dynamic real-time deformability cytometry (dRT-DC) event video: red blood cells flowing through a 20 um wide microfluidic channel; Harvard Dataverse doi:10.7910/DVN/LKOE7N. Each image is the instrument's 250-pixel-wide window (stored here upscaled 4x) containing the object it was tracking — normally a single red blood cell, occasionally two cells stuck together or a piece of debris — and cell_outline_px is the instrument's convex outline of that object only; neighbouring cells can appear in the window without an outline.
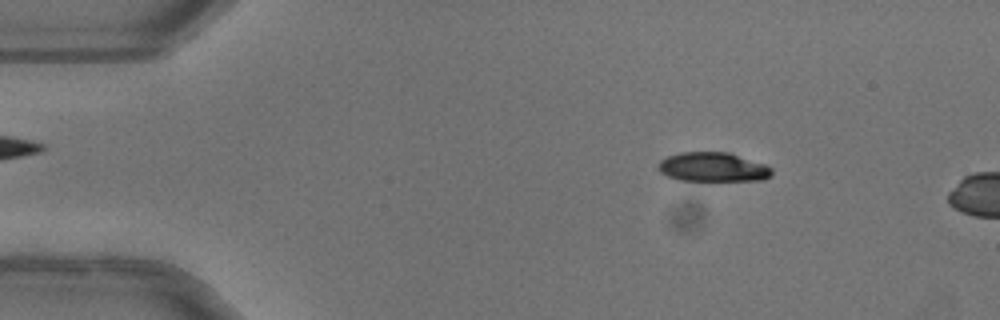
{"species": "common noctule bat (a hibernating species)", "species_latin": "Nyctalus noctula", "temperature_condition": "warm", "stored_images_in_passage": 11, "camera_frame_rate_fps": 3000, "um_per_image_px": 0.085, "animal": {"sex": "female"}, "frame": {"image": 1, "passage_image": 7, "time_ms": 2.0, "image_size_px": [1000, 320], "cell_outline_px": [[772, 176], [764, 180], [680, 180], [668, 176], [660, 172], [656, 168], [656, 164], [660, 160], [668, 156], [680, 152], [728, 152], [768, 164], [772, 168]], "centroid_in_image_um": [60.61, 14.19], "position_along_channel_um": 24.4, "area_um2": 19.59}}